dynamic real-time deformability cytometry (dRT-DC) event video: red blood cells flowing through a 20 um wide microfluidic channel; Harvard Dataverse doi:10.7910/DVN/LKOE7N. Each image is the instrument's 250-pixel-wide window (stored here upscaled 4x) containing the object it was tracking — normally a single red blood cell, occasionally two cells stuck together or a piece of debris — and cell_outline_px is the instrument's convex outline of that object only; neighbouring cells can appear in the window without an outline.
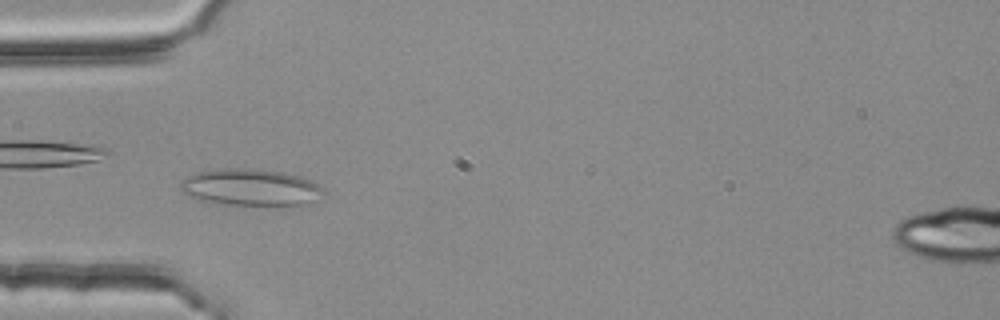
{"species": "common noctule bat (a hibernating species)", "species_latin": "Nyctalus noctula", "temperature_condition": "room temperature", "stored_images_in_passage": 3, "camera_frame_rate_fps": 3000, "um_per_image_px": 0.085, "animal": {"sex": "female", "body_mass_g": 25.1}, "frame": {"image": 1, "passage_image": 2, "time_ms": 0.333, "image_size_px": [1000, 320], "cell_outline_px": [[324, 192], [316, 204], [304, 208], [288, 208], [204, 204], [188, 196], [180, 188], [180, 180], [184, 176], [200, 172], [280, 172], [300, 176], [324, 188]], "centroid_in_image_um": [21.41, 16.1], "position_along_channel_um": 63.6, "area_um2": 31.21}}
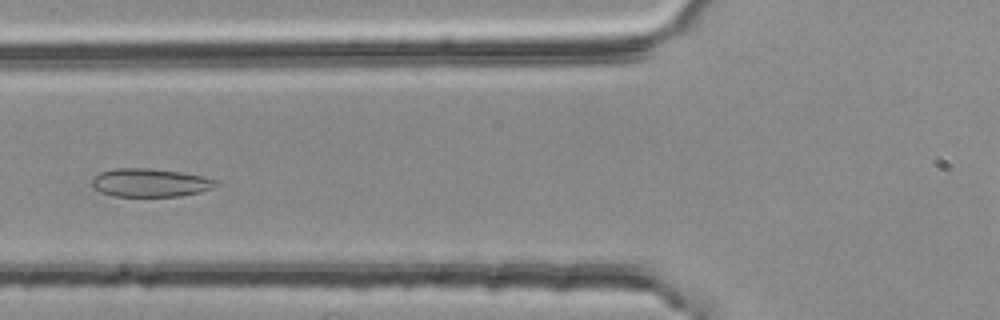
{"frame": {"image": 2, "passage_image": 3, "time_ms": 0.667, "image_size_px": [1000, 320], "cell_outline_px": [[220, 184], [212, 188], [200, 192], [180, 196], [112, 196], [100, 192], [92, 188], [92, 180], [100, 172], [116, 168], [148, 168], [180, 172], [204, 176], [220, 180]], "centroid_in_image_um": [12.8, 15.53], "position_along_channel_um": 113.0, "area_um2": 20.63}}